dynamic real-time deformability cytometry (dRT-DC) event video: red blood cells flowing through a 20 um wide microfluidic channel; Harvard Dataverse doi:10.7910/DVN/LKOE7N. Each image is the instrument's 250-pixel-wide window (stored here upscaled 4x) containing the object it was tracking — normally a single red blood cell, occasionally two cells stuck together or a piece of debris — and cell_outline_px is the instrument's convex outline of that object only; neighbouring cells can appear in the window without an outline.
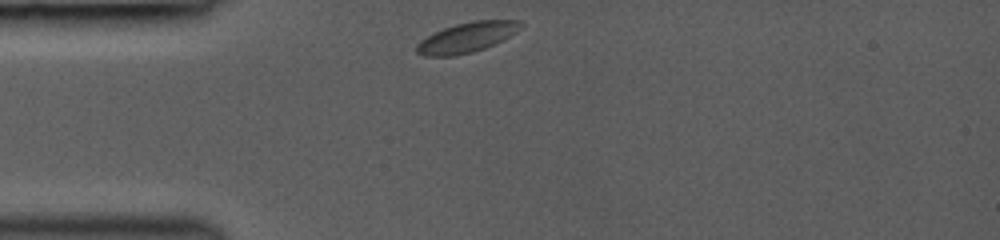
{"species": "common noctule bat (a hibernating species)", "species_latin": "Nyctalus noctula", "temperature_condition": "room temperature", "stored_images_in_passage": 69, "camera_frame_rate_fps": 3000, "um_per_image_px": 0.085, "animal": {"sex": "female", "body_mass_g": 19.0, "forearm_length_mm": 53.3}, "frame": {"image": 1, "passage_image": 1, "time_ms": 0.0, "image_size_px": [1000, 240], "cell_outline_px": [[524, 24], [516, 32], [496, 44], [472, 52], [456, 56], [424, 56], [416, 52], [416, 44], [420, 40], [444, 28], [456, 24], [476, 20], [520, 20]], "centroid_in_image_um": [39.7, 3.18], "position_along_channel_um": 45.3, "area_um2": 18.21}}
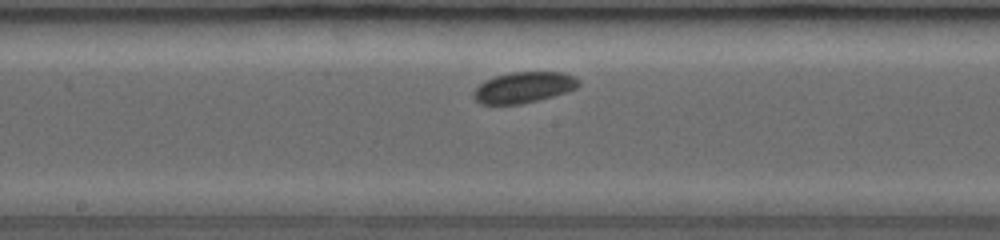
{"frame": {"image": 2, "passage_image": 37, "time_ms": 4.333, "image_size_px": [1000, 240], "cell_outline_px": [[580, 84], [576, 88], [568, 92], [520, 104], [480, 104], [472, 96], [472, 92], [484, 80], [496, 76], [512, 72], [564, 72], [580, 80]], "centroid_in_image_um": [44.51, 7.42], "position_along_channel_um": 203.7, "area_um2": 18.9}}
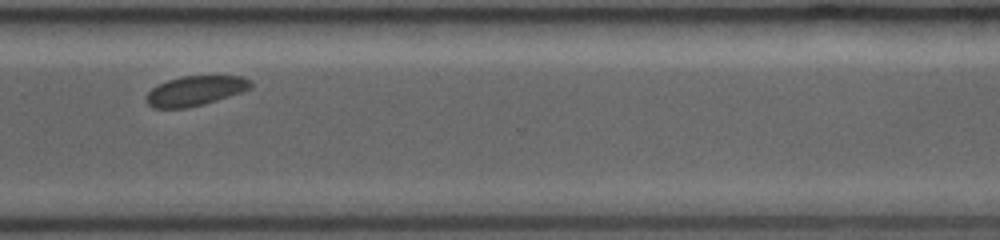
{"frame": {"image": 3, "passage_image": 68, "time_ms": 8.0, "image_size_px": [1000, 240], "cell_outline_px": [[252, 88], [204, 104], [188, 108], [152, 108], [148, 104], [148, 92], [152, 88], [168, 80], [180, 76], [244, 76], [252, 80]], "centroid_in_image_um": [16.63, 7.71], "position_along_channel_um": 354.0, "area_um2": 17.98}}